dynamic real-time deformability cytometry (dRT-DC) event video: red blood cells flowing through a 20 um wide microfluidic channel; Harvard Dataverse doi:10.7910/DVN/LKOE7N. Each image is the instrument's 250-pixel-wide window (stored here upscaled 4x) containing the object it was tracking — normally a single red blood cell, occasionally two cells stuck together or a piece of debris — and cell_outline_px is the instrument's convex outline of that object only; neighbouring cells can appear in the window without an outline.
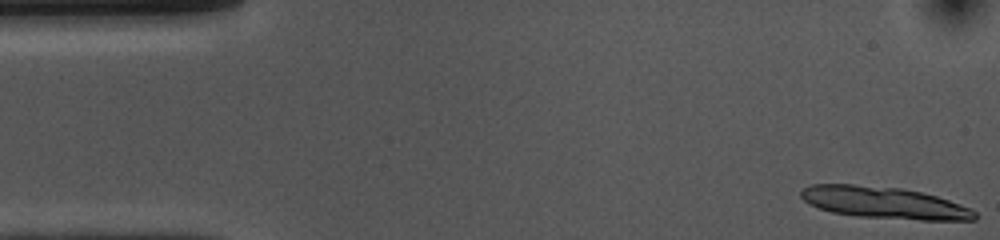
{"species": "common noctule bat (a hibernating species)", "species_latin": "Nyctalus noctula", "temperature_condition": "cold", "stored_images_in_passage": 11, "camera_frame_rate_fps": 3000, "um_per_image_px": 0.085, "animal": {"sex": "female", "body_mass_g": 10.0, "forearm_length_mm": 53.1}, "frame": {"image": 1, "passage_image": 1, "time_ms": 0.0, "image_size_px": [1000, 240], "cell_outline_px": [[976, 220], [920, 220], [856, 216], [832, 212], [820, 208], [804, 200], [800, 196], [800, 192], [804, 188], [812, 184], [852, 184], [900, 188], [920, 192], [936, 196], [972, 208], [976, 212]], "centroid_in_image_um": [75.17, 17.23], "position_along_channel_um": 9.8, "area_um2": 32.02}}